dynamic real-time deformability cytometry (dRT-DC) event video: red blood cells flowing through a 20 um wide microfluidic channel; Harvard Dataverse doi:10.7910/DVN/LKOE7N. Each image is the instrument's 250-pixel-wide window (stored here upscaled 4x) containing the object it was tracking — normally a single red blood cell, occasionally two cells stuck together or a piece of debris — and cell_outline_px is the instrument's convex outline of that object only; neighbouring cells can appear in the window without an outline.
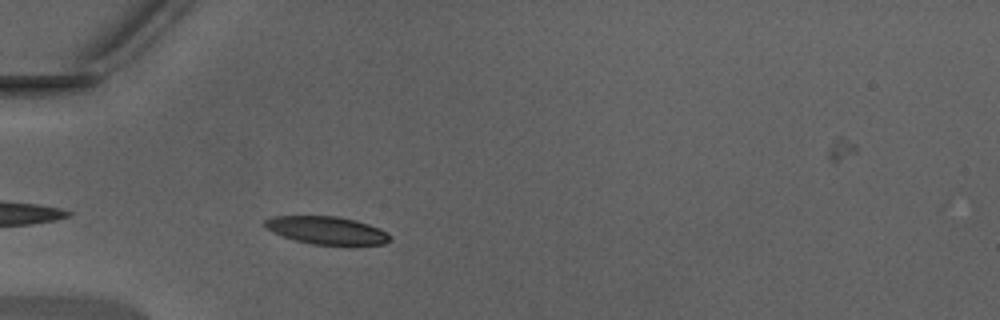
{"species": "Egyptian fruit bat (a non-hibernating species)", "species_latin": "Rousettus aegyptiacus", "temperature_condition": "warm", "stored_images_in_passage": 34, "camera_frame_rate_fps": 3000, "um_per_image_px": 0.085, "animal": {"sex": "male"}, "frame": {"image": 1, "passage_image": 3, "time_ms": 0.667, "image_size_px": [1000, 320], "cell_outline_px": [[392, 240], [384, 244], [312, 244], [296, 240], [272, 232], [264, 224], [264, 220], [276, 216], [340, 216], [356, 220], [380, 228], [388, 232], [392, 236]], "centroid_in_image_um": [27.83, 19.56], "position_along_channel_um": 57.2, "area_um2": 20.11}}
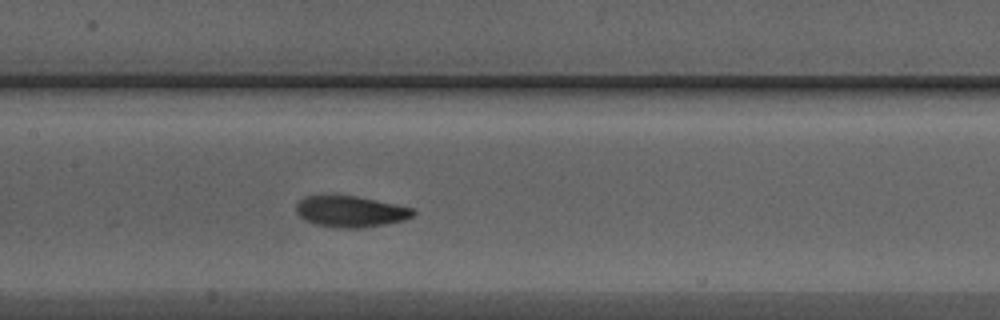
{"frame": {"image": 2, "passage_image": 12, "time_ms": 3.667, "image_size_px": [1000, 320], "cell_outline_px": [[416, 212], [412, 216], [404, 220], [384, 224], [360, 228], [332, 228], [316, 224], [304, 220], [296, 212], [296, 204], [304, 196], [332, 192], [356, 196], [396, 204], [412, 208]], "centroid_in_image_um": [29.72, 17.94], "position_along_channel_um": 177.7, "area_um2": 21.91}}
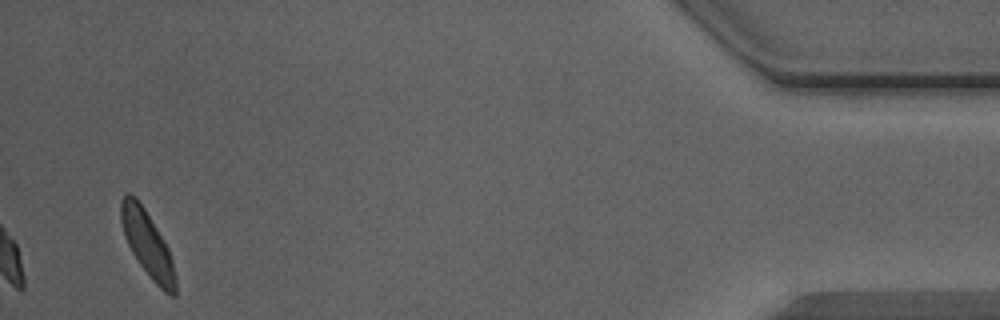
{"frame": {"image": 3, "passage_image": 34, "time_ms": 11.0, "image_size_px": [1000, 320], "cell_outline_px": [[176, 296], [172, 296], [164, 292], [152, 280], [140, 264], [132, 252], [124, 236], [120, 220], [120, 200], [124, 192], [128, 192], [136, 196], [144, 208], [164, 240], [168, 248], [172, 260], [176, 276]], "centroid_in_image_um": [12.52, 20.71], "position_along_channel_um": 422.7, "area_um2": 20.92}, "authors_computed_cell_mechanics": {"area_um2": 20.23, "velocity_mm_per_s": 4.3733, "shape_relaxation_time_tau1_ms": 2.1099, "shape_relaxation_time_tau2_ms": 0.9248, "deformation_change_tau1": 0.1101, "deformation_change_tau2": 0.0506}}